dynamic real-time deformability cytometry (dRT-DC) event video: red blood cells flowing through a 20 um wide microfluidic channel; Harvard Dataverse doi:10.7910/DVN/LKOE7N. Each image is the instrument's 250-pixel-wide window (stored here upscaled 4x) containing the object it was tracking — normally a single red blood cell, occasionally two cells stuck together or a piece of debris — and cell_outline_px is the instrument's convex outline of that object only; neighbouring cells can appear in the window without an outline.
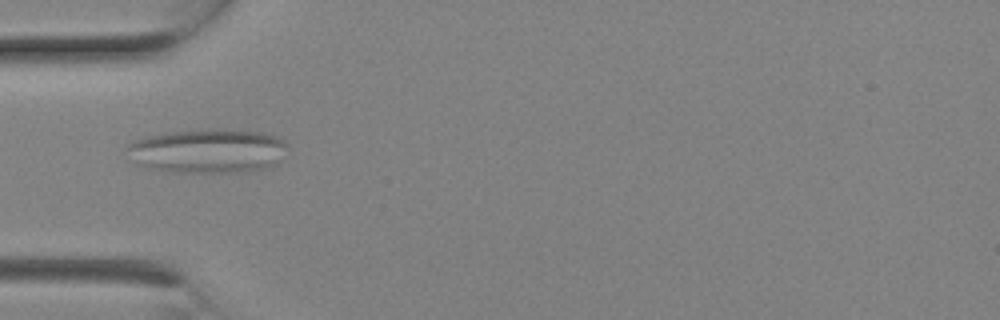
{"species": "Egyptian fruit bat (a non-hibernating species)", "species_latin": "Rousettus aegyptiacus", "temperature_condition": "room temperature", "stored_images_in_passage": 1, "camera_frame_rate_fps": 3000, "um_per_image_px": 0.085, "animal": {"sex": "female"}, "frame": {"image": 1, "passage_image": 1, "time_ms": 0.0, "image_size_px": [1000, 320], "cell_outline_px": [[288, 148], [280, 160], [276, 164], [264, 168], [240, 172], [168, 172], [144, 168], [136, 164], [124, 148], [132, 140], [144, 136], [168, 132], [212, 128], [216, 128], [260, 132], [280, 136], [288, 144]], "centroid_in_image_um": [17.63, 12.82], "position_along_channel_um": 67.4, "area_um2": 42.19}}